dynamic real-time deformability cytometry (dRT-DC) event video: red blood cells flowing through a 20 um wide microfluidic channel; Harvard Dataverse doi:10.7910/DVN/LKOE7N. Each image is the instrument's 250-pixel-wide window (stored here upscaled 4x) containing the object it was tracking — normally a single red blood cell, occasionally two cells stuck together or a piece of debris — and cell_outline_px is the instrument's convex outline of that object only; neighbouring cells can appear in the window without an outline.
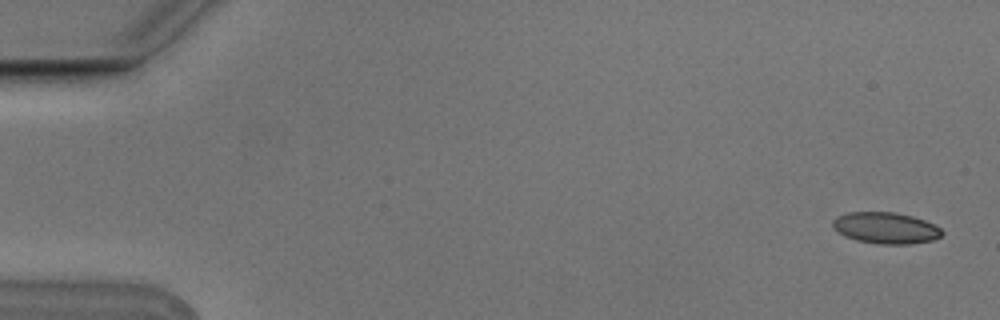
{"species": "Egyptian fruit bat (a non-hibernating species)", "species_latin": "Rousettus aegyptiacus", "temperature_condition": "cold", "stored_images_in_passage": 8, "camera_frame_rate_fps": 3000, "um_per_image_px": 0.085, "animal": {"sex": "male"}, "frame": {"image": 1, "passage_image": 1, "time_ms": 0.0, "image_size_px": [1000, 320], "cell_outline_px": [[944, 232], [940, 236], [932, 240], [908, 244], [880, 244], [856, 240], [844, 236], [832, 224], [832, 220], [836, 216], [848, 212], [896, 212], [912, 216], [924, 220], [940, 228]], "centroid_in_image_um": [75.28, 19.37], "position_along_channel_um": 9.7, "area_um2": 19.83}}
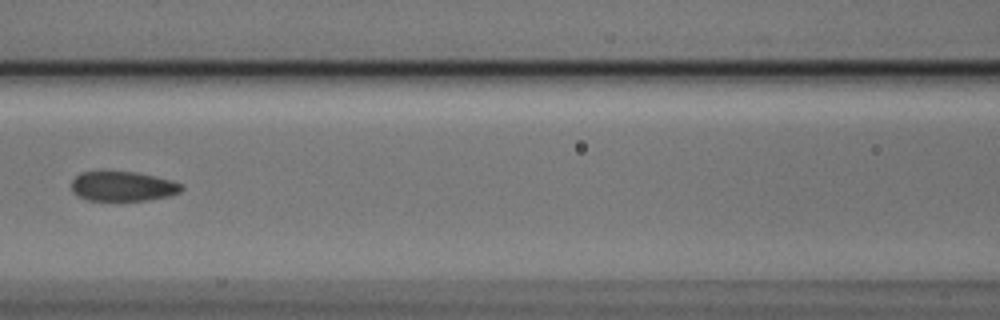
{"frame": {"image": 2, "passage_image": 7, "time_ms": 2.0, "image_size_px": [1000, 320], "cell_outline_px": [[184, 188], [180, 192], [168, 196], [148, 200], [88, 200], [72, 192], [72, 180], [80, 172], [136, 172], [156, 176], [172, 180], [180, 184]], "centroid_in_image_um": [10.45, 15.83], "position_along_channel_um": 156.1, "area_um2": 18.9}}
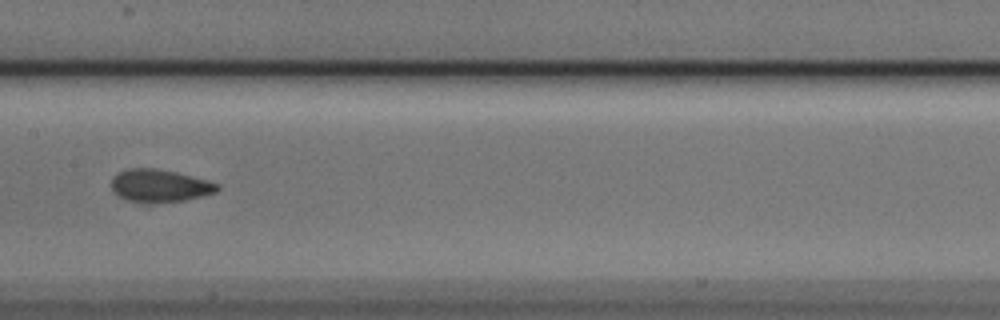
{"frame": {"image": 3, "passage_image": 8, "time_ms": 2.333, "image_size_px": [1000, 320], "cell_outline_px": [[220, 188], [216, 192], [184, 200], [124, 200], [112, 188], [112, 176], [128, 168], [152, 168], [176, 172], [192, 176], [220, 184]], "centroid_in_image_um": [13.59, 15.74], "position_along_channel_um": 193.8, "area_um2": 19.31}}